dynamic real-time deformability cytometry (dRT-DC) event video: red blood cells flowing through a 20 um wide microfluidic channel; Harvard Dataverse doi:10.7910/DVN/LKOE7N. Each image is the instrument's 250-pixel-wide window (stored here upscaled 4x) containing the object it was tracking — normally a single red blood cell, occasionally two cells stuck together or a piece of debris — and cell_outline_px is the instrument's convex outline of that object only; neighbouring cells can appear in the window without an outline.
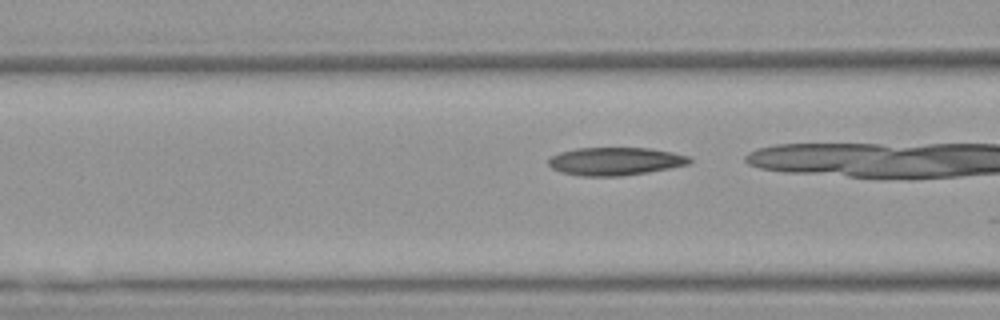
{"species": "Egyptian fruit bat (a non-hibernating species)", "species_latin": "Rousettus aegyptiacus", "temperature_condition": "warm", "stored_images_in_passage": 20, "camera_frame_rate_fps": 3000, "um_per_image_px": 0.085, "animal": {"sex": "female"}, "frame": {"image": 1, "passage_image": 14, "time_ms": 4.333, "image_size_px": [1000, 320], "cell_outline_px": [[692, 160], [688, 164], [648, 172], [620, 176], [580, 176], [560, 172], [552, 168], [548, 164], [548, 160], [552, 156], [560, 152], [576, 148], [648, 148], [672, 152], [692, 156]], "centroid_in_image_um": [52.29, 13.71], "position_along_channel_um": 114.3, "area_um2": 23.0}}